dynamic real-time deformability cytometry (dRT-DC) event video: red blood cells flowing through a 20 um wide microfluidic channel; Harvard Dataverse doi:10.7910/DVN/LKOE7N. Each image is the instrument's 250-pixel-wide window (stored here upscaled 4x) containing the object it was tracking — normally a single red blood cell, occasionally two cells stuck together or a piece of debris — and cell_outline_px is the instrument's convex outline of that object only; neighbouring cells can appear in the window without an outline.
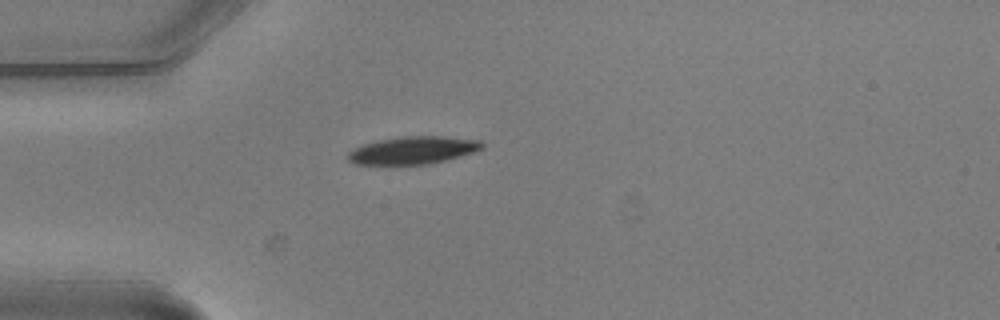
{"species": "common noctule bat (a hibernating species)", "species_latin": "Nyctalus noctula", "temperature_condition": "warm", "stored_images_in_passage": 1, "camera_frame_rate_fps": 3000, "um_per_image_px": 0.085, "animal": {"sex": "male", "body_mass_g": 20.5, "forearm_length_mm": 52.5}, "frame": {"image": 1, "passage_image": 1, "time_ms": 0.0, "image_size_px": [1000, 320], "cell_outline_px": [[484, 148], [460, 156], [428, 164], [356, 164], [348, 160], [348, 152], [364, 144], [380, 140], [404, 136], [440, 136], [480, 140], [484, 144]], "centroid_in_image_um": [35.13, 12.77], "position_along_channel_um": 49.9, "area_um2": 21.21}}